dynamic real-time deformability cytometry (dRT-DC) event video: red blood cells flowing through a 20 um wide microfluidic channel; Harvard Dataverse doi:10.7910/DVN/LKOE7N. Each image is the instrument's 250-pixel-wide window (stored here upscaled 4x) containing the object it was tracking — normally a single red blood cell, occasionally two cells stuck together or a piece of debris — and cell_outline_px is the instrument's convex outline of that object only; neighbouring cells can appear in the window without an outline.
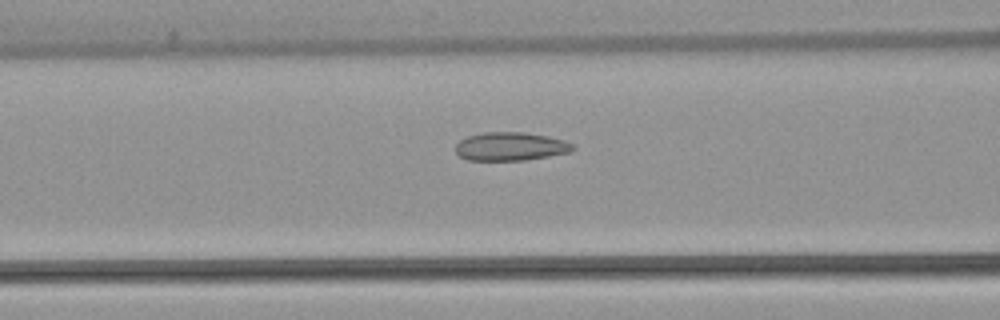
{"species": "common noctule bat (a hibernating species)", "species_latin": "Nyctalus noctula", "temperature_condition": "warm", "stored_images_in_passage": 48, "camera_frame_rate_fps": 3000, "um_per_image_px": 0.085, "animal": {"sex": "female", "body_mass_g": 22.7, "forearm_length_mm": 54.2}, "frame": {"image": 1, "passage_image": 16, "time_ms": 5.0, "image_size_px": [1000, 320], "cell_outline_px": [[576, 148], [572, 152], [524, 160], [468, 160], [460, 156], [456, 152], [456, 144], [460, 140], [468, 136], [484, 132], [524, 132], [548, 136], [564, 140], [572, 144]], "centroid_in_image_um": [43.42, 12.44], "position_along_channel_um": 123.2, "area_um2": 19.42}}
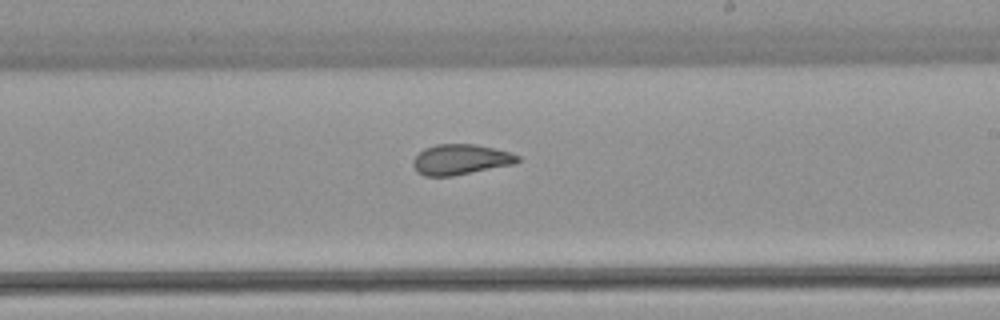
{"frame": {"image": 2, "passage_image": 26, "time_ms": 8.333, "image_size_px": [1000, 320], "cell_outline_px": [[520, 160], [512, 164], [452, 176], [424, 176], [416, 172], [412, 164], [412, 160], [424, 148], [436, 144], [476, 144], [508, 152], [520, 156]], "centroid_in_image_um": [39.09, 13.56], "position_along_channel_um": 249.9, "area_um2": 18.38}}
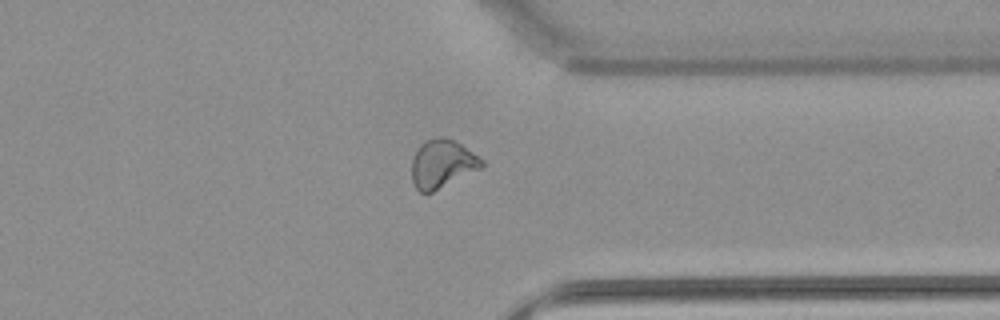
{"frame": {"image": 3, "passage_image": 36, "time_ms": 11.667, "image_size_px": [1000, 320], "cell_outline_px": [[484, 164], [480, 168], [432, 192], [420, 192], [416, 188], [412, 180], [412, 160], [420, 144], [428, 140], [440, 136], [444, 136], [460, 144], [484, 160]], "centroid_in_image_um": [37.57, 13.92], "position_along_channel_um": 373.8, "area_um2": 19.25}, "authors_computed_cell_mechanics": {"area_um2": 19.8543, "velocity_mm_per_s": 3.7985, "shape_relaxation_time_tau1_ms": null, "shape_relaxation_time_tau2_ms": 1.537, "deformation_change_tau1": null, "deformation_change_tau2": 0.0848}}